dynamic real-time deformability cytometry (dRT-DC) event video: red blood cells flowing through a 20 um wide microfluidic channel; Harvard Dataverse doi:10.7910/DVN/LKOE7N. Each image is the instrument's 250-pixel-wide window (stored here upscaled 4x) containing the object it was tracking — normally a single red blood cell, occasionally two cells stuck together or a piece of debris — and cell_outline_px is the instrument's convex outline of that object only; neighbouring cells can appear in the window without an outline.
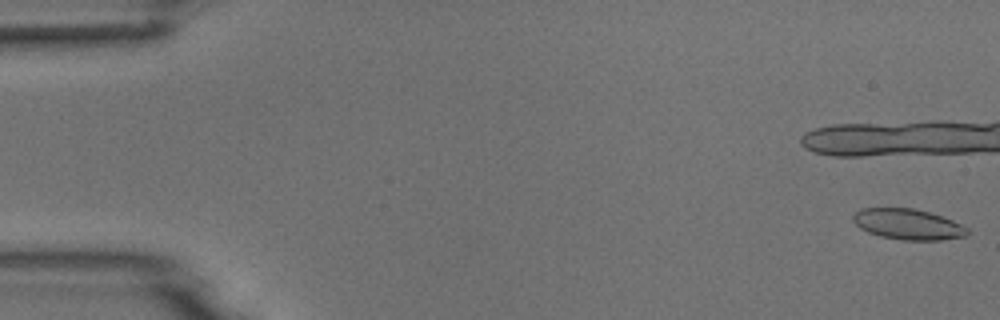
{"species": "common noctule bat (a hibernating species)", "species_latin": "Nyctalus noctula", "temperature_condition": "room temperature", "stored_images_in_passage": 8, "camera_frame_rate_fps": 3000, "um_per_image_px": 0.085, "animal": {"sex": "male", "body_mass_g": 18.8}, "frame": {"image": 1, "passage_image": 1, "time_ms": 0.0, "image_size_px": [1000, 320], "cell_outline_px": [[968, 232], [964, 236], [940, 240], [900, 240], [880, 236], [868, 232], [860, 228], [852, 220], [852, 216], [860, 208], [912, 208], [928, 212], [952, 220], [968, 228]], "centroid_in_image_um": [77.14, 19.06], "position_along_channel_um": 7.9, "area_um2": 20.29}}